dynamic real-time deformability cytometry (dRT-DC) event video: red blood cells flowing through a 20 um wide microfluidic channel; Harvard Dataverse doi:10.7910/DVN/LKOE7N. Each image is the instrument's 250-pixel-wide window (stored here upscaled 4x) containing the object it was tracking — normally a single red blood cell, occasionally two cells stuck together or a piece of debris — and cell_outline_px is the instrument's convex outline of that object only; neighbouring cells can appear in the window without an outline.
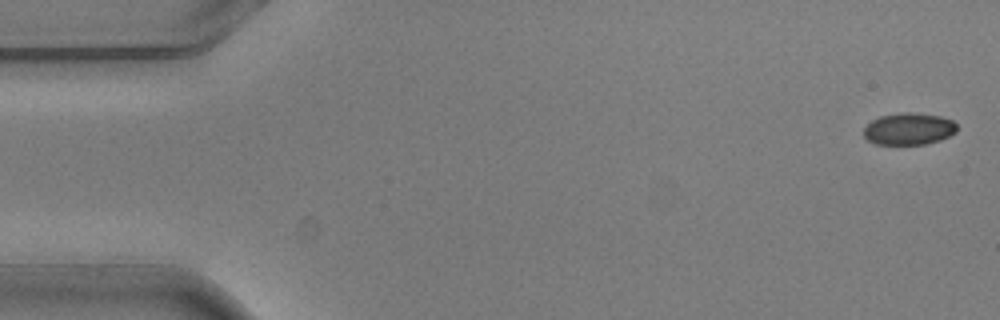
{"species": "common noctule bat (a hibernating species)", "species_latin": "Nyctalus noctula", "temperature_condition": "warm", "stored_images_in_passage": 4, "camera_frame_rate_fps": 3000, "um_per_image_px": 0.085, "animal": {"sex": "male", "body_mass_g": 20.5, "forearm_length_mm": 52.5}, "frame": {"image": 1, "passage_image": 1, "time_ms": 0.0, "image_size_px": [1000, 320], "cell_outline_px": [[956, 132], [940, 140], [924, 144], [876, 144], [868, 140], [864, 136], [864, 128], [872, 120], [880, 116], [904, 112], [912, 112], [940, 116], [952, 120], [956, 124]], "centroid_in_image_um": [77.25, 10.95], "position_along_channel_um": 7.8, "area_um2": 17.22}}
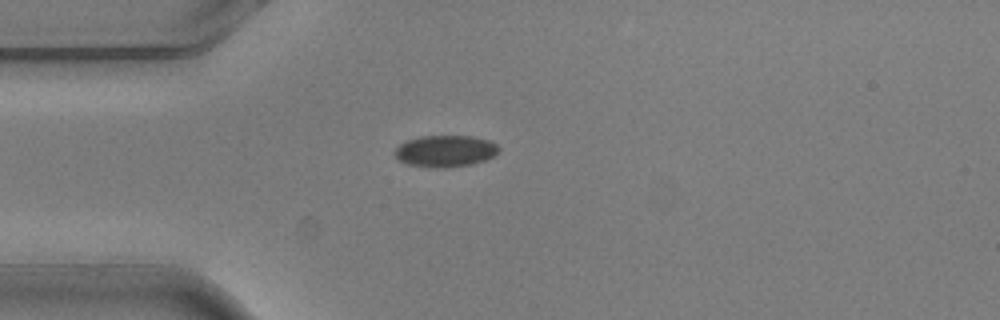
{"frame": {"image": 2, "passage_image": 4, "time_ms": 1.0, "image_size_px": [1000, 320], "cell_outline_px": [[500, 148], [492, 156], [484, 160], [472, 164], [444, 168], [440, 168], [408, 164], [400, 160], [392, 152], [400, 144], [408, 140], [420, 136], [472, 136], [488, 140], [496, 144]], "centroid_in_image_um": [37.84, 12.83], "position_along_channel_um": 47.2, "area_um2": 18.96}}